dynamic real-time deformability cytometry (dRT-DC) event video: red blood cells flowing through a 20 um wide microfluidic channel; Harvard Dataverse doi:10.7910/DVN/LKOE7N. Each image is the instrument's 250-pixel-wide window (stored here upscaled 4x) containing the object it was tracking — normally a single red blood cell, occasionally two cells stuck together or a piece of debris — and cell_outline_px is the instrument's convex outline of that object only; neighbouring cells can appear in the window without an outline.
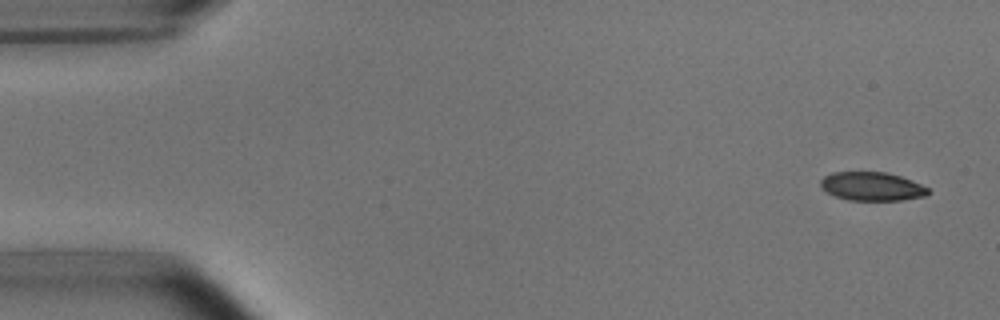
{"species": "common noctule bat (a hibernating species)", "species_latin": "Nyctalus noctula", "temperature_condition": "room temperature", "stored_images_in_passage": 5, "camera_frame_rate_fps": 3000, "um_per_image_px": 0.085, "animal": {"sex": "male", "body_mass_g": 15.6}, "frame": {"image": 1, "passage_image": 1, "time_ms": 0.0, "image_size_px": [1000, 320], "cell_outline_px": [[928, 192], [924, 196], [900, 200], [848, 200], [836, 196], [828, 192], [820, 184], [820, 180], [824, 176], [832, 172], [888, 172], [912, 180], [928, 188]], "centroid_in_image_um": [74.1, 15.83], "position_along_channel_um": 10.9, "area_um2": 17.74}}
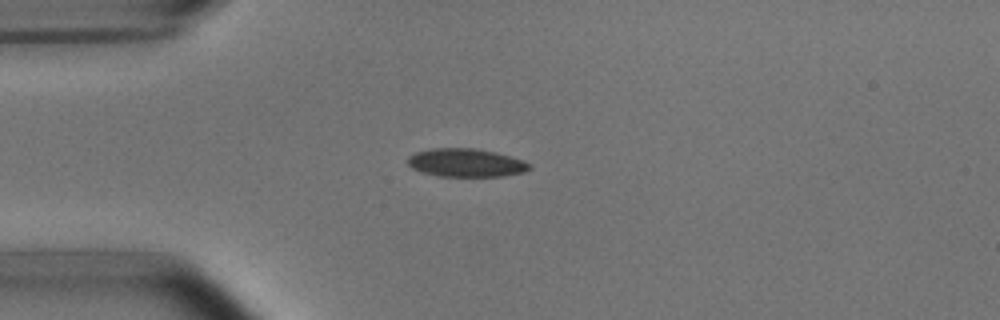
{"frame": {"image": 2, "passage_image": 4, "time_ms": 3.667, "image_size_px": [1000, 320], "cell_outline_px": [[532, 168], [524, 172], [504, 176], [440, 176], [420, 172], [412, 168], [408, 164], [408, 156], [416, 152], [432, 148], [472, 148], [496, 152], [524, 160]], "centroid_in_image_um": [39.6, 13.83], "position_along_channel_um": 45.4, "area_um2": 20.06}}